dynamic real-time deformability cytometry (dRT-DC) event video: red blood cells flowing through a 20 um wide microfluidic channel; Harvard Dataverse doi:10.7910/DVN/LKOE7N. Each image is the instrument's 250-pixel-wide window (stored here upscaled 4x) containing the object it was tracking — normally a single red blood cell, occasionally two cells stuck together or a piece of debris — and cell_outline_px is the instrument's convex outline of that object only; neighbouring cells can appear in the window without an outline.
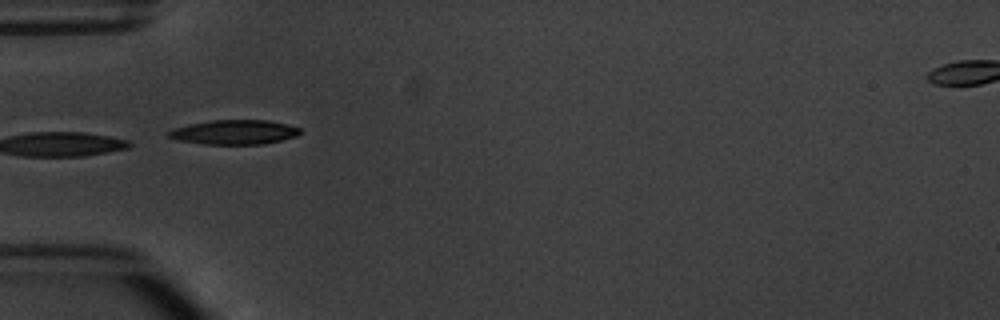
{"species": "common noctule bat (a hibernating species)", "species_latin": "Nyctalus noctula", "temperature_condition": "warm", "stored_images_in_passage": 10, "camera_frame_rate_fps": 3000, "um_per_image_px": 0.085, "animal": {"sex": "male", "body_mass_g": 20.1, "forearm_length_mm": 53.5}, "frame": {"image": 1, "passage_image": 5, "time_ms": 5.667, "image_size_px": [1000, 320], "cell_outline_px": [[300, 132], [296, 136], [264, 144], [204, 144], [180, 140], [168, 136], [168, 132], [172, 128], [188, 124], [212, 120], [268, 120], [300, 128]], "centroid_in_image_um": [19.89, 11.23], "position_along_channel_um": 65.1, "area_um2": 18.55}}
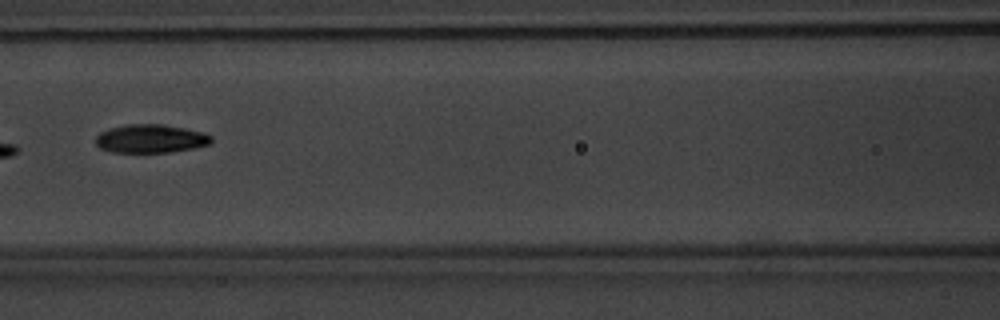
{"frame": {"image": 2, "passage_image": 7, "time_ms": 8.0, "image_size_px": [1000, 320], "cell_outline_px": [[212, 140], [208, 144], [192, 148], [172, 152], [112, 152], [100, 148], [96, 144], [96, 136], [100, 132], [112, 128], [128, 124], [160, 124], [184, 128], [204, 132], [212, 136]], "centroid_in_image_um": [12.8, 11.78], "position_along_channel_um": 153.8, "area_um2": 19.02}}